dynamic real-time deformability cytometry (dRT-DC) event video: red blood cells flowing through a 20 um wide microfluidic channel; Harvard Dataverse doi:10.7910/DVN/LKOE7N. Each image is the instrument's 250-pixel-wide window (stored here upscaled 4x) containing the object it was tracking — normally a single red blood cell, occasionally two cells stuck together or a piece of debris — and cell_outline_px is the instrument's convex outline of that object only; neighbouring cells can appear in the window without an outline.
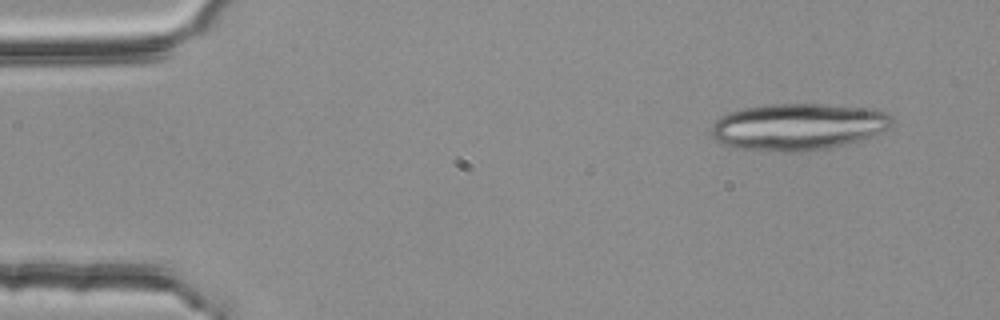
{"species": "common noctule bat (a hibernating species)", "species_latin": "Nyctalus noctula", "temperature_condition": "room temperature", "stored_images_in_passage": 4, "camera_frame_rate_fps": 3000, "um_per_image_px": 0.085, "animal": {"sex": "female", "body_mass_g": 25.1}, "frame": {"image": 1, "passage_image": 1, "time_ms": 0.0, "image_size_px": [1000, 320], "cell_outline_px": [[896, 120], [888, 128], [872, 136], [844, 144], [828, 148], [808, 152], [780, 152], [740, 148], [724, 144], [716, 140], [712, 136], [712, 124], [720, 116], [728, 112], [744, 108], [768, 104], [824, 104], [876, 108], [888, 112]], "centroid_in_image_um": [67.88, 10.76], "position_along_channel_um": 17.1, "area_um2": 49.71}}